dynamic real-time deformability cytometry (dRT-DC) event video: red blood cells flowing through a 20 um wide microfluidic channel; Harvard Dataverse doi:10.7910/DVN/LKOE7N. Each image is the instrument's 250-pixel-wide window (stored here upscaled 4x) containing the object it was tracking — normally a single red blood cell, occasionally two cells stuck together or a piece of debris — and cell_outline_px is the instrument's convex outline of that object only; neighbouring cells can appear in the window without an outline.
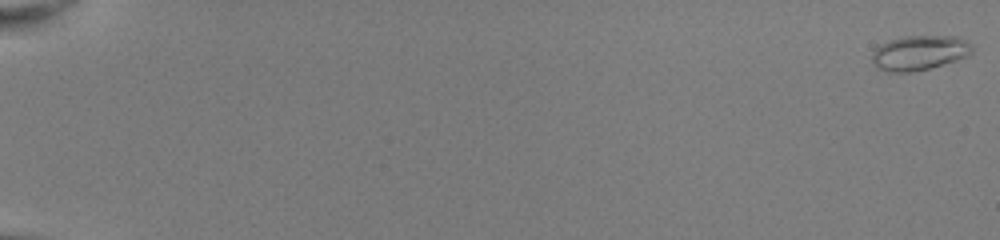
{"species": "common noctule bat (a hibernating species)", "species_latin": "Nyctalus noctula", "temperature_condition": "room temperature", "stored_images_in_passage": 53, "camera_frame_rate_fps": 3000, "um_per_image_px": 0.085, "animal": {"sex": "female", "body_mass_g": 22.0, "forearm_length_mm": 56.7}, "frame": {"image": 1, "passage_image": 1, "time_ms": 0.0, "image_size_px": [1000, 240], "cell_outline_px": [[972, 52], [968, 56], [956, 60], [928, 68], [912, 72], [888, 72], [876, 68], [872, 64], [872, 52], [880, 44], [888, 40], [900, 36], [960, 36], [972, 48]], "centroid_in_image_um": [78.09, 4.48], "position_along_channel_um": 6.9, "area_um2": 20.35}}
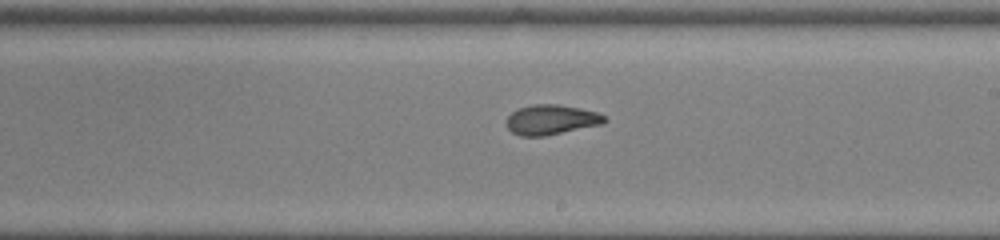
{"frame": {"image": 2, "passage_image": 34, "time_ms": 11.0, "image_size_px": [1000, 240], "cell_outline_px": [[608, 120], [600, 124], [544, 136], [520, 136], [512, 132], [508, 128], [508, 116], [516, 108], [532, 104], [560, 104], [580, 108], [596, 112], [604, 116]], "centroid_in_image_um": [46.83, 10.16], "position_along_channel_um": 242.2, "area_um2": 16.94}}
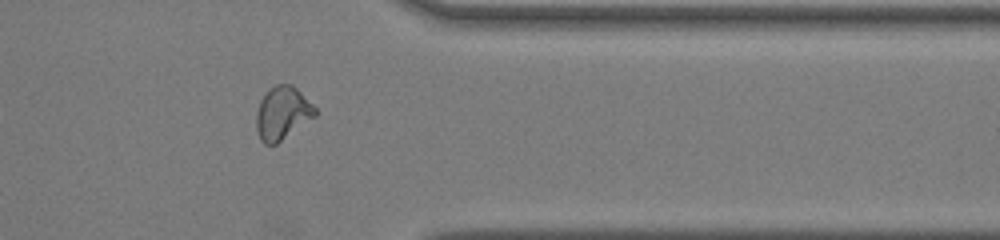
{"frame": {"image": 3, "passage_image": 45, "time_ms": 14.667, "image_size_px": [1000, 240], "cell_outline_px": [[316, 116], [276, 144], [264, 144], [260, 140], [256, 128], [256, 112], [260, 100], [268, 88], [276, 84], [292, 84], [316, 108]], "centroid_in_image_um": [23.98, 9.61], "position_along_channel_um": 387.4, "area_um2": 18.21}, "authors_computed_cell_mechanics": {"area_um2": 17.3978, "velocity_mm_per_s": 4.0629, "shape_relaxation_time_tau1_ms": 4.0162, "shape_relaxation_time_tau2_ms": 0.8069, "deformation_change_tau1": 0.1677, "deformation_change_tau2": 0.0646}}